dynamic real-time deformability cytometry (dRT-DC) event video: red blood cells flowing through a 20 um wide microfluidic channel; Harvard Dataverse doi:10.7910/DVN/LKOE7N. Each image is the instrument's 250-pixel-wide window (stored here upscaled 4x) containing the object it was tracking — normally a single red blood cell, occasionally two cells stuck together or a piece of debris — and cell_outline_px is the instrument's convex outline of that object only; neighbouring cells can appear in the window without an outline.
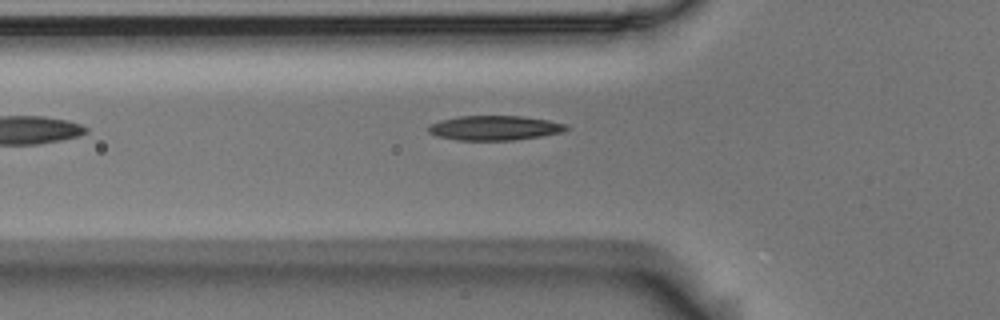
{"species": "Egyptian fruit bat (a non-hibernating species)", "species_latin": "Rousettus aegyptiacus", "temperature_condition": "room temperature", "stored_images_in_passage": 12, "camera_frame_rate_fps": 3000, "um_per_image_px": 0.085, "animal": {"sex": "male"}, "frame": {"image": 1, "passage_image": 4, "time_ms": 1.0, "image_size_px": [1000, 320], "cell_outline_px": [[568, 128], [564, 132], [516, 140], [456, 140], [436, 136], [428, 132], [428, 128], [432, 124], [440, 120], [460, 116], [520, 116], [548, 120], [568, 124]], "centroid_in_image_um": [42.06, 10.88], "position_along_channel_um": 83.7, "area_um2": 19.77}}